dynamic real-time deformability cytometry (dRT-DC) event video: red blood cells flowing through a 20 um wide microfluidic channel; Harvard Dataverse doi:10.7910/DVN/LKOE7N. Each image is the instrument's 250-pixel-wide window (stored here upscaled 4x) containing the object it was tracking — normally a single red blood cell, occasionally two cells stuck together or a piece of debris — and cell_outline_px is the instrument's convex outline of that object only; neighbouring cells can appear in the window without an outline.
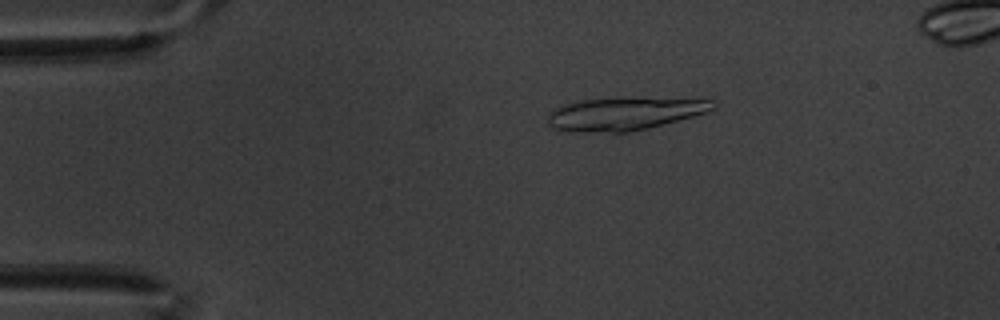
{"species": "common noctule bat (a hibernating species)", "species_latin": "Nyctalus noctula", "temperature_condition": "warm", "stored_images_in_passage": 60, "segment_of_instrument_passage": [1, 3], "camera_frame_rate_fps": 3000, "um_per_image_px": 0.085, "animal": {"sex": "male", "body_mass_g": 20.1, "forearm_length_mm": 53.5}, "frame": {"image": 1, "passage_image": 11, "time_ms": 3.333, "image_size_px": [1000, 320], "cell_outline_px": [[716, 108], [708, 112], [648, 128], [628, 132], [556, 132], [548, 124], [548, 112], [564, 104], [580, 100], [712, 100], [716, 104]], "centroid_in_image_um": [52.95, 9.73], "position_along_channel_um": 32.1, "area_um2": 30.63}}